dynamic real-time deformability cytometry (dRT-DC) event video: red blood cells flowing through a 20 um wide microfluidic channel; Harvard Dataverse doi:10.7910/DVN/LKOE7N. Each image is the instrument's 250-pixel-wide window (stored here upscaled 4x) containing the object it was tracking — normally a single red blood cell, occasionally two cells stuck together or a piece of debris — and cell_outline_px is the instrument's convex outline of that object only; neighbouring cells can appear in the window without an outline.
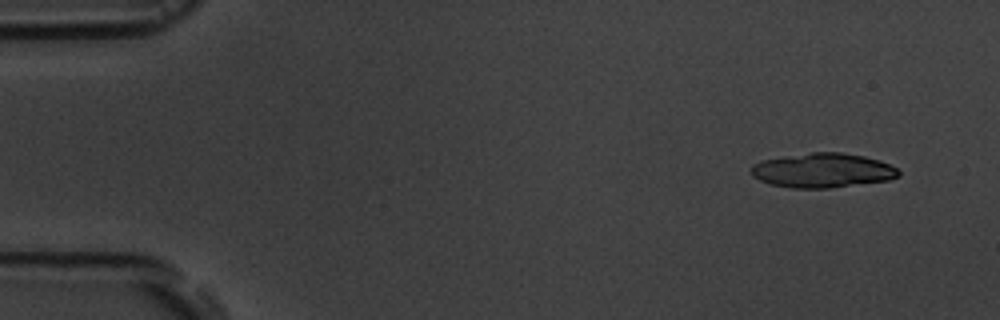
{"species": "common noctule bat (a hibernating species)", "species_latin": "Nyctalus noctula", "temperature_condition": "room temperature", "stored_images_in_passage": 6, "camera_frame_rate_fps": 3000, "um_per_image_px": 0.085, "animal": {"sex": "male", "body_mass_g": 19.5, "forearm_length_mm": 54.6}, "frame": {"image": 1, "passage_image": 1, "time_ms": 0.0, "image_size_px": [1000, 320], "cell_outline_px": [[900, 176], [888, 180], [828, 188], [792, 188], [772, 184], [760, 180], [752, 176], [752, 164], [764, 160], [784, 156], [812, 152], [840, 152], [864, 156], [880, 160], [896, 168], [900, 172]], "centroid_in_image_um": [69.93, 14.48], "position_along_channel_um": 15.1, "area_um2": 29.42}}